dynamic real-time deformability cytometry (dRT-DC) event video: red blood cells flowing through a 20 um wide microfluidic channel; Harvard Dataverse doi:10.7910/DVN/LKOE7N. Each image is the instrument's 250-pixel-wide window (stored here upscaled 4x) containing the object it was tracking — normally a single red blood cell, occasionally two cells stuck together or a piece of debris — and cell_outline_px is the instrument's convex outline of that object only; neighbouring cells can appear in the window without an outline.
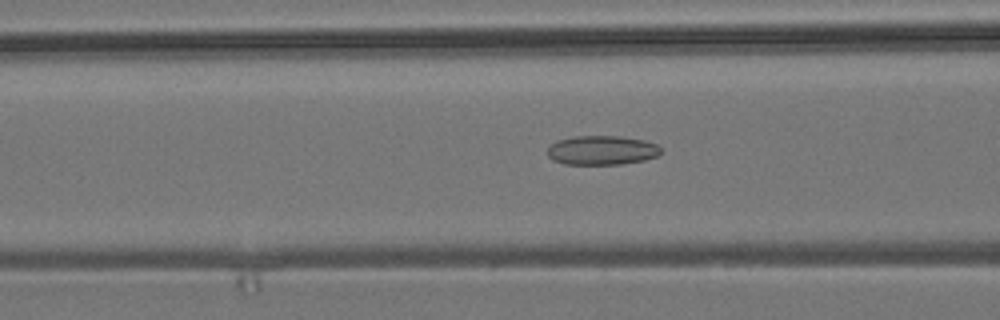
{"species": "common noctule bat (a hibernating species)", "species_latin": "Nyctalus noctula", "temperature_condition": "room temperature", "stored_images_in_passage": 54, "camera_frame_rate_fps": 3000, "um_per_image_px": 0.085, "animal": {"sex": "male", "body_mass_g": 19.2, "forearm_length_mm": 51.8}, "frame": {"image": 1, "passage_image": 21, "time_ms": 6.667, "image_size_px": [1000, 320], "cell_outline_px": [[660, 152], [656, 156], [644, 160], [620, 164], [564, 164], [552, 160], [548, 156], [548, 148], [556, 140], [576, 136], [620, 136], [644, 140], [656, 144], [660, 148]], "centroid_in_image_um": [51.13, 12.77], "position_along_channel_um": 115.5, "area_um2": 19.25}}
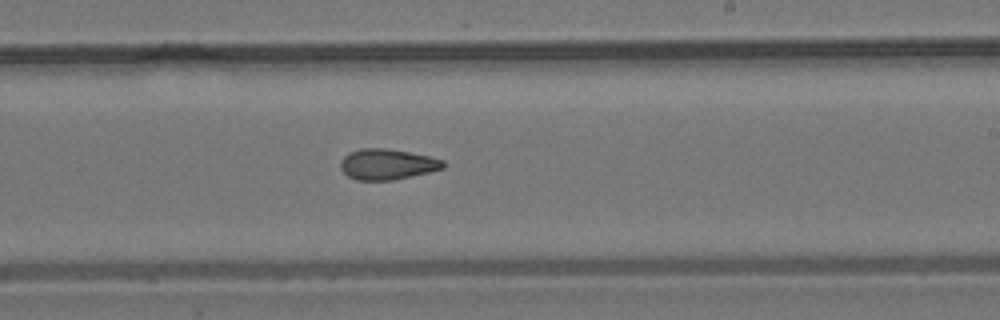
{"frame": {"image": 2, "passage_image": 32, "time_ms": 10.333, "image_size_px": [1000, 320], "cell_outline_px": [[444, 168], [428, 172], [392, 180], [356, 180], [348, 176], [340, 168], [340, 160], [348, 152], [360, 148], [384, 148], [408, 152], [428, 156], [444, 160]], "centroid_in_image_um": [32.87, 13.96], "position_along_channel_um": 256.1, "area_um2": 18.26}}
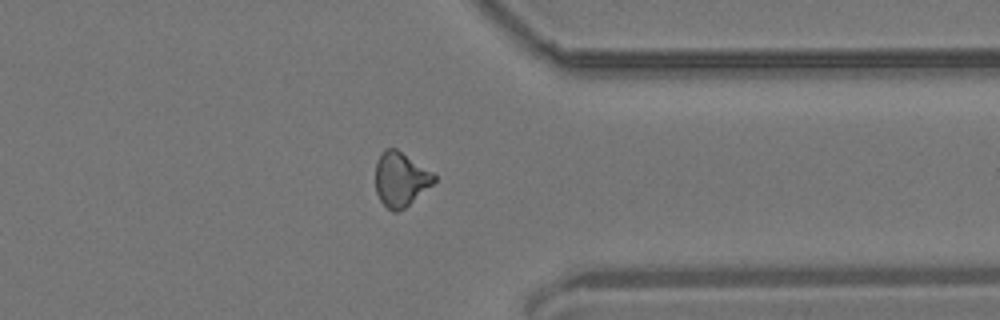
{"frame": {"image": 3, "passage_image": 42, "time_ms": 13.667, "image_size_px": [1000, 320], "cell_outline_px": [[436, 180], [432, 184], [404, 208], [396, 212], [392, 212], [380, 200], [376, 192], [376, 160], [380, 152], [384, 148], [396, 148], [432, 172], [436, 176]], "centroid_in_image_um": [34.02, 15.21], "position_along_channel_um": 377.4, "area_um2": 18.38}, "authors_computed_cell_mechanics": {"area_um2": 18.7272, "velocity_mm_per_s": 3.8412, "shape_relaxation_time_tau1_ms": null, "shape_relaxation_time_tau2_ms": 4.5753, "deformation_change_tau1": null, "deformation_change_tau2": 0.1225}}